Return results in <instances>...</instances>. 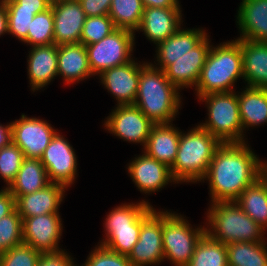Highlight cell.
<instances>
[{"label": "cell", "mask_w": 267, "mask_h": 266, "mask_svg": "<svg viewBox=\"0 0 267 266\" xmlns=\"http://www.w3.org/2000/svg\"><path fill=\"white\" fill-rule=\"evenodd\" d=\"M260 162L246 142L222 143L204 177L209 181L212 203L235 201L259 178Z\"/></svg>", "instance_id": "obj_1"}, {"label": "cell", "mask_w": 267, "mask_h": 266, "mask_svg": "<svg viewBox=\"0 0 267 266\" xmlns=\"http://www.w3.org/2000/svg\"><path fill=\"white\" fill-rule=\"evenodd\" d=\"M146 63L140 69L137 97L133 105L154 124L170 123L180 108V93L163 70Z\"/></svg>", "instance_id": "obj_2"}, {"label": "cell", "mask_w": 267, "mask_h": 266, "mask_svg": "<svg viewBox=\"0 0 267 266\" xmlns=\"http://www.w3.org/2000/svg\"><path fill=\"white\" fill-rule=\"evenodd\" d=\"M221 144L200 125L187 134L181 132L177 156L170 168L175 183L204 181L214 153Z\"/></svg>", "instance_id": "obj_3"}, {"label": "cell", "mask_w": 267, "mask_h": 266, "mask_svg": "<svg viewBox=\"0 0 267 266\" xmlns=\"http://www.w3.org/2000/svg\"><path fill=\"white\" fill-rule=\"evenodd\" d=\"M243 76L240 38L212 47L201 70L195 91L198 98L209 93L231 92Z\"/></svg>", "instance_id": "obj_4"}, {"label": "cell", "mask_w": 267, "mask_h": 266, "mask_svg": "<svg viewBox=\"0 0 267 266\" xmlns=\"http://www.w3.org/2000/svg\"><path fill=\"white\" fill-rule=\"evenodd\" d=\"M207 220L210 227L205 232L223 243L263 242L264 228L257 224L235 203L215 202L210 205Z\"/></svg>", "instance_id": "obj_5"}, {"label": "cell", "mask_w": 267, "mask_h": 266, "mask_svg": "<svg viewBox=\"0 0 267 266\" xmlns=\"http://www.w3.org/2000/svg\"><path fill=\"white\" fill-rule=\"evenodd\" d=\"M153 206L142 200L137 204H123L114 208L105 221L107 233L102 247L108 250L129 256L139 239L141 217Z\"/></svg>", "instance_id": "obj_6"}, {"label": "cell", "mask_w": 267, "mask_h": 266, "mask_svg": "<svg viewBox=\"0 0 267 266\" xmlns=\"http://www.w3.org/2000/svg\"><path fill=\"white\" fill-rule=\"evenodd\" d=\"M208 107V121L200 123L221 143H240L243 140L238 97L234 91L209 93L199 97Z\"/></svg>", "instance_id": "obj_7"}, {"label": "cell", "mask_w": 267, "mask_h": 266, "mask_svg": "<svg viewBox=\"0 0 267 266\" xmlns=\"http://www.w3.org/2000/svg\"><path fill=\"white\" fill-rule=\"evenodd\" d=\"M181 215L162 211V242L164 259L175 266H186L194 249L205 233L204 227L193 229Z\"/></svg>", "instance_id": "obj_8"}, {"label": "cell", "mask_w": 267, "mask_h": 266, "mask_svg": "<svg viewBox=\"0 0 267 266\" xmlns=\"http://www.w3.org/2000/svg\"><path fill=\"white\" fill-rule=\"evenodd\" d=\"M134 36L130 30L117 28L99 42L85 45L92 74L99 75L106 69L132 61Z\"/></svg>", "instance_id": "obj_9"}, {"label": "cell", "mask_w": 267, "mask_h": 266, "mask_svg": "<svg viewBox=\"0 0 267 266\" xmlns=\"http://www.w3.org/2000/svg\"><path fill=\"white\" fill-rule=\"evenodd\" d=\"M132 266H147L164 261L162 212L150 208L141 217L139 239L128 256Z\"/></svg>", "instance_id": "obj_10"}, {"label": "cell", "mask_w": 267, "mask_h": 266, "mask_svg": "<svg viewBox=\"0 0 267 266\" xmlns=\"http://www.w3.org/2000/svg\"><path fill=\"white\" fill-rule=\"evenodd\" d=\"M10 126L11 140L21 149L24 158L40 159L57 132L46 121L26 115Z\"/></svg>", "instance_id": "obj_11"}, {"label": "cell", "mask_w": 267, "mask_h": 266, "mask_svg": "<svg viewBox=\"0 0 267 266\" xmlns=\"http://www.w3.org/2000/svg\"><path fill=\"white\" fill-rule=\"evenodd\" d=\"M76 158L69 142L56 132L40 160L46 168L49 181L67 188L73 184L77 174Z\"/></svg>", "instance_id": "obj_12"}, {"label": "cell", "mask_w": 267, "mask_h": 266, "mask_svg": "<svg viewBox=\"0 0 267 266\" xmlns=\"http://www.w3.org/2000/svg\"><path fill=\"white\" fill-rule=\"evenodd\" d=\"M22 240L40 253L59 252L62 236L59 213H50L22 219Z\"/></svg>", "instance_id": "obj_13"}, {"label": "cell", "mask_w": 267, "mask_h": 266, "mask_svg": "<svg viewBox=\"0 0 267 266\" xmlns=\"http://www.w3.org/2000/svg\"><path fill=\"white\" fill-rule=\"evenodd\" d=\"M109 132L123 140L145 146L154 123L135 105H117L105 121Z\"/></svg>", "instance_id": "obj_14"}, {"label": "cell", "mask_w": 267, "mask_h": 266, "mask_svg": "<svg viewBox=\"0 0 267 266\" xmlns=\"http://www.w3.org/2000/svg\"><path fill=\"white\" fill-rule=\"evenodd\" d=\"M54 16V44L80 43L86 14L78 0H62L50 6Z\"/></svg>", "instance_id": "obj_15"}, {"label": "cell", "mask_w": 267, "mask_h": 266, "mask_svg": "<svg viewBox=\"0 0 267 266\" xmlns=\"http://www.w3.org/2000/svg\"><path fill=\"white\" fill-rule=\"evenodd\" d=\"M208 35L188 54L174 59L165 70L167 79L179 90L197 85L201 70L211 49Z\"/></svg>", "instance_id": "obj_16"}, {"label": "cell", "mask_w": 267, "mask_h": 266, "mask_svg": "<svg viewBox=\"0 0 267 266\" xmlns=\"http://www.w3.org/2000/svg\"><path fill=\"white\" fill-rule=\"evenodd\" d=\"M146 64L134 60L117 67L106 69L100 73V80L105 88L114 95L118 105H133L140 78V69Z\"/></svg>", "instance_id": "obj_17"}, {"label": "cell", "mask_w": 267, "mask_h": 266, "mask_svg": "<svg viewBox=\"0 0 267 266\" xmlns=\"http://www.w3.org/2000/svg\"><path fill=\"white\" fill-rule=\"evenodd\" d=\"M128 171L133 182L145 194L162 189L169 181L175 182L168 166L145 153L135 157L128 165Z\"/></svg>", "instance_id": "obj_18"}, {"label": "cell", "mask_w": 267, "mask_h": 266, "mask_svg": "<svg viewBox=\"0 0 267 266\" xmlns=\"http://www.w3.org/2000/svg\"><path fill=\"white\" fill-rule=\"evenodd\" d=\"M180 9V7L144 8L142 21L137 31L144 32L149 40L158 45L180 28L182 20Z\"/></svg>", "instance_id": "obj_19"}, {"label": "cell", "mask_w": 267, "mask_h": 266, "mask_svg": "<svg viewBox=\"0 0 267 266\" xmlns=\"http://www.w3.org/2000/svg\"><path fill=\"white\" fill-rule=\"evenodd\" d=\"M66 187L50 182L47 186L31 194L15 198V207L22 219L38 215L59 213Z\"/></svg>", "instance_id": "obj_20"}, {"label": "cell", "mask_w": 267, "mask_h": 266, "mask_svg": "<svg viewBox=\"0 0 267 266\" xmlns=\"http://www.w3.org/2000/svg\"><path fill=\"white\" fill-rule=\"evenodd\" d=\"M31 47L27 62L29 81L34 92L58 76V46L51 44Z\"/></svg>", "instance_id": "obj_21"}, {"label": "cell", "mask_w": 267, "mask_h": 266, "mask_svg": "<svg viewBox=\"0 0 267 266\" xmlns=\"http://www.w3.org/2000/svg\"><path fill=\"white\" fill-rule=\"evenodd\" d=\"M180 135L171 123L154 124L143 147L144 153L171 168L177 156Z\"/></svg>", "instance_id": "obj_22"}, {"label": "cell", "mask_w": 267, "mask_h": 266, "mask_svg": "<svg viewBox=\"0 0 267 266\" xmlns=\"http://www.w3.org/2000/svg\"><path fill=\"white\" fill-rule=\"evenodd\" d=\"M237 20L239 38L267 42V0H242Z\"/></svg>", "instance_id": "obj_23"}, {"label": "cell", "mask_w": 267, "mask_h": 266, "mask_svg": "<svg viewBox=\"0 0 267 266\" xmlns=\"http://www.w3.org/2000/svg\"><path fill=\"white\" fill-rule=\"evenodd\" d=\"M243 58V79L249 87L267 89V42L240 38Z\"/></svg>", "instance_id": "obj_24"}, {"label": "cell", "mask_w": 267, "mask_h": 266, "mask_svg": "<svg viewBox=\"0 0 267 266\" xmlns=\"http://www.w3.org/2000/svg\"><path fill=\"white\" fill-rule=\"evenodd\" d=\"M207 34L201 29H181V27L170 37L157 46L158 69L165 70L174 59L188 54V52L197 46Z\"/></svg>", "instance_id": "obj_25"}, {"label": "cell", "mask_w": 267, "mask_h": 266, "mask_svg": "<svg viewBox=\"0 0 267 266\" xmlns=\"http://www.w3.org/2000/svg\"><path fill=\"white\" fill-rule=\"evenodd\" d=\"M58 75L67 84L82 81L93 75L89 63L86 46L82 43L63 44L58 46Z\"/></svg>", "instance_id": "obj_26"}, {"label": "cell", "mask_w": 267, "mask_h": 266, "mask_svg": "<svg viewBox=\"0 0 267 266\" xmlns=\"http://www.w3.org/2000/svg\"><path fill=\"white\" fill-rule=\"evenodd\" d=\"M50 183L40 159L24 158L15 180L7 187L14 197L39 191Z\"/></svg>", "instance_id": "obj_27"}, {"label": "cell", "mask_w": 267, "mask_h": 266, "mask_svg": "<svg viewBox=\"0 0 267 266\" xmlns=\"http://www.w3.org/2000/svg\"><path fill=\"white\" fill-rule=\"evenodd\" d=\"M245 89L240 95L237 93L243 130L267 123V89L249 86Z\"/></svg>", "instance_id": "obj_28"}, {"label": "cell", "mask_w": 267, "mask_h": 266, "mask_svg": "<svg viewBox=\"0 0 267 266\" xmlns=\"http://www.w3.org/2000/svg\"><path fill=\"white\" fill-rule=\"evenodd\" d=\"M235 203L264 230L267 229V188L260 178L250 184Z\"/></svg>", "instance_id": "obj_29"}, {"label": "cell", "mask_w": 267, "mask_h": 266, "mask_svg": "<svg viewBox=\"0 0 267 266\" xmlns=\"http://www.w3.org/2000/svg\"><path fill=\"white\" fill-rule=\"evenodd\" d=\"M228 266H267L266 241L226 244Z\"/></svg>", "instance_id": "obj_30"}, {"label": "cell", "mask_w": 267, "mask_h": 266, "mask_svg": "<svg viewBox=\"0 0 267 266\" xmlns=\"http://www.w3.org/2000/svg\"><path fill=\"white\" fill-rule=\"evenodd\" d=\"M186 266H228L226 244L211 238L205 232Z\"/></svg>", "instance_id": "obj_31"}, {"label": "cell", "mask_w": 267, "mask_h": 266, "mask_svg": "<svg viewBox=\"0 0 267 266\" xmlns=\"http://www.w3.org/2000/svg\"><path fill=\"white\" fill-rule=\"evenodd\" d=\"M143 11L141 0H112L108 15L116 28L135 32L140 27Z\"/></svg>", "instance_id": "obj_32"}, {"label": "cell", "mask_w": 267, "mask_h": 266, "mask_svg": "<svg viewBox=\"0 0 267 266\" xmlns=\"http://www.w3.org/2000/svg\"><path fill=\"white\" fill-rule=\"evenodd\" d=\"M24 42L30 46L54 44V16L51 7L34 16Z\"/></svg>", "instance_id": "obj_33"}, {"label": "cell", "mask_w": 267, "mask_h": 266, "mask_svg": "<svg viewBox=\"0 0 267 266\" xmlns=\"http://www.w3.org/2000/svg\"><path fill=\"white\" fill-rule=\"evenodd\" d=\"M23 159V152L12 140L0 147V177L8 187L15 180Z\"/></svg>", "instance_id": "obj_34"}, {"label": "cell", "mask_w": 267, "mask_h": 266, "mask_svg": "<svg viewBox=\"0 0 267 266\" xmlns=\"http://www.w3.org/2000/svg\"><path fill=\"white\" fill-rule=\"evenodd\" d=\"M22 218L15 209L0 219V254L23 243Z\"/></svg>", "instance_id": "obj_35"}, {"label": "cell", "mask_w": 267, "mask_h": 266, "mask_svg": "<svg viewBox=\"0 0 267 266\" xmlns=\"http://www.w3.org/2000/svg\"><path fill=\"white\" fill-rule=\"evenodd\" d=\"M116 29L109 15L87 17L83 25L80 43L84 45L97 43Z\"/></svg>", "instance_id": "obj_36"}, {"label": "cell", "mask_w": 267, "mask_h": 266, "mask_svg": "<svg viewBox=\"0 0 267 266\" xmlns=\"http://www.w3.org/2000/svg\"><path fill=\"white\" fill-rule=\"evenodd\" d=\"M6 9L8 33L24 42L27 39L31 21L35 16V10L20 9V5H6Z\"/></svg>", "instance_id": "obj_37"}, {"label": "cell", "mask_w": 267, "mask_h": 266, "mask_svg": "<svg viewBox=\"0 0 267 266\" xmlns=\"http://www.w3.org/2000/svg\"><path fill=\"white\" fill-rule=\"evenodd\" d=\"M41 253L21 243L0 254V266H36Z\"/></svg>", "instance_id": "obj_38"}, {"label": "cell", "mask_w": 267, "mask_h": 266, "mask_svg": "<svg viewBox=\"0 0 267 266\" xmlns=\"http://www.w3.org/2000/svg\"><path fill=\"white\" fill-rule=\"evenodd\" d=\"M86 261L84 266H132L128 256L112 252L101 245L89 254Z\"/></svg>", "instance_id": "obj_39"}, {"label": "cell", "mask_w": 267, "mask_h": 266, "mask_svg": "<svg viewBox=\"0 0 267 266\" xmlns=\"http://www.w3.org/2000/svg\"><path fill=\"white\" fill-rule=\"evenodd\" d=\"M36 266H77L74 265L73 258L62 249L55 253H41Z\"/></svg>", "instance_id": "obj_40"}, {"label": "cell", "mask_w": 267, "mask_h": 266, "mask_svg": "<svg viewBox=\"0 0 267 266\" xmlns=\"http://www.w3.org/2000/svg\"><path fill=\"white\" fill-rule=\"evenodd\" d=\"M87 17L108 15L112 0H78Z\"/></svg>", "instance_id": "obj_41"}, {"label": "cell", "mask_w": 267, "mask_h": 266, "mask_svg": "<svg viewBox=\"0 0 267 266\" xmlns=\"http://www.w3.org/2000/svg\"><path fill=\"white\" fill-rule=\"evenodd\" d=\"M5 5H20V9L35 10V15L45 12L50 8L48 0H13Z\"/></svg>", "instance_id": "obj_42"}, {"label": "cell", "mask_w": 267, "mask_h": 266, "mask_svg": "<svg viewBox=\"0 0 267 266\" xmlns=\"http://www.w3.org/2000/svg\"><path fill=\"white\" fill-rule=\"evenodd\" d=\"M15 207V198L10 190L5 187V189L0 190V219L11 214Z\"/></svg>", "instance_id": "obj_43"}, {"label": "cell", "mask_w": 267, "mask_h": 266, "mask_svg": "<svg viewBox=\"0 0 267 266\" xmlns=\"http://www.w3.org/2000/svg\"><path fill=\"white\" fill-rule=\"evenodd\" d=\"M144 8L147 7H159V8H168V7H180L178 0H141Z\"/></svg>", "instance_id": "obj_44"}, {"label": "cell", "mask_w": 267, "mask_h": 266, "mask_svg": "<svg viewBox=\"0 0 267 266\" xmlns=\"http://www.w3.org/2000/svg\"><path fill=\"white\" fill-rule=\"evenodd\" d=\"M8 33V16L4 3H0V35Z\"/></svg>", "instance_id": "obj_45"}, {"label": "cell", "mask_w": 267, "mask_h": 266, "mask_svg": "<svg viewBox=\"0 0 267 266\" xmlns=\"http://www.w3.org/2000/svg\"><path fill=\"white\" fill-rule=\"evenodd\" d=\"M11 140V126L10 124L2 126L0 124V147L7 144Z\"/></svg>", "instance_id": "obj_46"}, {"label": "cell", "mask_w": 267, "mask_h": 266, "mask_svg": "<svg viewBox=\"0 0 267 266\" xmlns=\"http://www.w3.org/2000/svg\"><path fill=\"white\" fill-rule=\"evenodd\" d=\"M259 178L267 188V162H260Z\"/></svg>", "instance_id": "obj_47"}, {"label": "cell", "mask_w": 267, "mask_h": 266, "mask_svg": "<svg viewBox=\"0 0 267 266\" xmlns=\"http://www.w3.org/2000/svg\"><path fill=\"white\" fill-rule=\"evenodd\" d=\"M10 1H13V0H0V3L6 4V3L10 2Z\"/></svg>", "instance_id": "obj_48"}, {"label": "cell", "mask_w": 267, "mask_h": 266, "mask_svg": "<svg viewBox=\"0 0 267 266\" xmlns=\"http://www.w3.org/2000/svg\"><path fill=\"white\" fill-rule=\"evenodd\" d=\"M51 4L54 2L62 1V0H48Z\"/></svg>", "instance_id": "obj_49"}]
</instances>
